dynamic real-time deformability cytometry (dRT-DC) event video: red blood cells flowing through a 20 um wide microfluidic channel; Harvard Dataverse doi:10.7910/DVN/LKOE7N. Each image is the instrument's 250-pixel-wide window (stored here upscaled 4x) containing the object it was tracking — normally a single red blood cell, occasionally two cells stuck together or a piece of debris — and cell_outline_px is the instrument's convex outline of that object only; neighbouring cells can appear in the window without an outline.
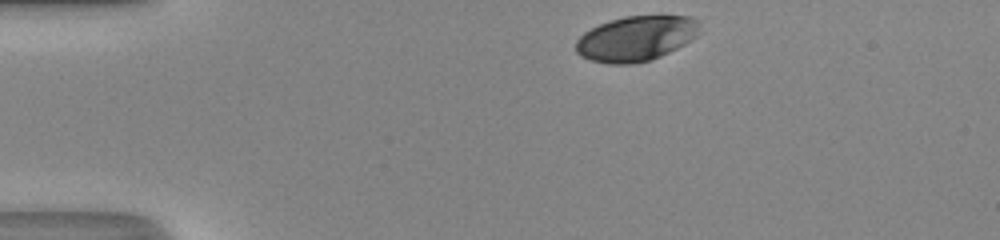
{"species": "human", "species_latin": "Homo sapiens", "temperature_condition": "room temperature", "stored_images_in_passage": 40, "camera_frame_rate_fps": 3000, "um_per_image_px": 0.085, "donor": {"sex": "male"}, "frame": {"image": 1, "passage_image": 1, "time_ms": 0.0, "image_size_px": [1000, 240], "cell_outline_px": [[700, 32], [696, 36], [684, 44], [652, 60], [632, 64], [608, 64], [592, 60], [580, 56], [576, 52], [576, 40], [584, 32], [600, 24], [624, 16], [692, 16], [700, 20]], "centroid_in_image_um": [54.08, 3.27], "position_along_channel_um": 30.9, "area_um2": 32.6}}
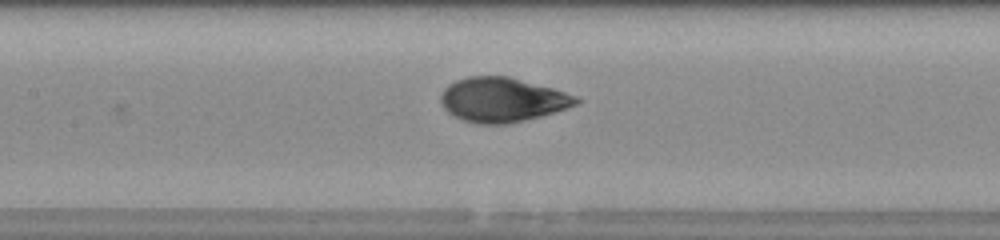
{"frame": {"image": 2, "passage_image": 15, "time_ms": 4.667, "image_size_px": [1000, 240], "cell_outline_px": [[584, 100], [568, 108], [540, 116], [508, 124], [476, 124], [464, 120], [448, 112], [444, 108], [440, 100], [440, 96], [444, 88], [448, 84], [456, 80], [468, 76], [508, 76], [552, 88], [580, 96]], "centroid_in_image_um": [42.71, 8.48], "position_along_channel_um": 164.7, "area_um2": 35.14}}
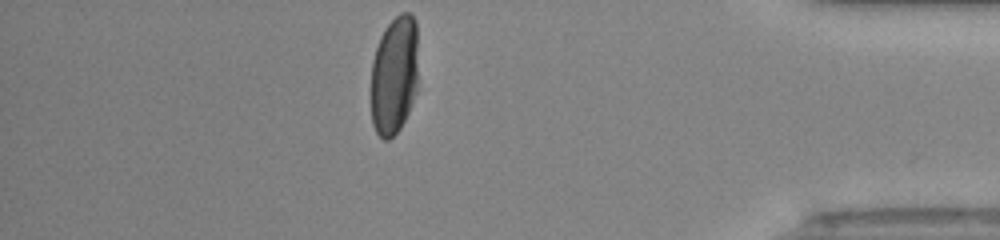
{"frame": {"image": 3, "passage_image": 34, "time_ms": 11.0, "image_size_px": [1000, 240], "cell_outline_px": [[416, 92], [408, 112], [400, 128], [388, 140], [384, 140], [376, 132], [372, 124], [372, 60], [380, 36], [388, 24], [400, 12], [412, 12], [416, 20]], "centroid_in_image_um": [33.5, 6.37], "position_along_channel_um": 401.7, "area_um2": 32.48}, "authors_computed_cell_mechanics": {"area_um2": 35.1424, "velocity_mm_per_s": 4.3296, "shape_relaxation_time_tau1_ms": 3.6638, "shape_relaxation_time_tau2_ms": null, "deformation_change_tau1": 0.1747, "deformation_change_tau2": null}}